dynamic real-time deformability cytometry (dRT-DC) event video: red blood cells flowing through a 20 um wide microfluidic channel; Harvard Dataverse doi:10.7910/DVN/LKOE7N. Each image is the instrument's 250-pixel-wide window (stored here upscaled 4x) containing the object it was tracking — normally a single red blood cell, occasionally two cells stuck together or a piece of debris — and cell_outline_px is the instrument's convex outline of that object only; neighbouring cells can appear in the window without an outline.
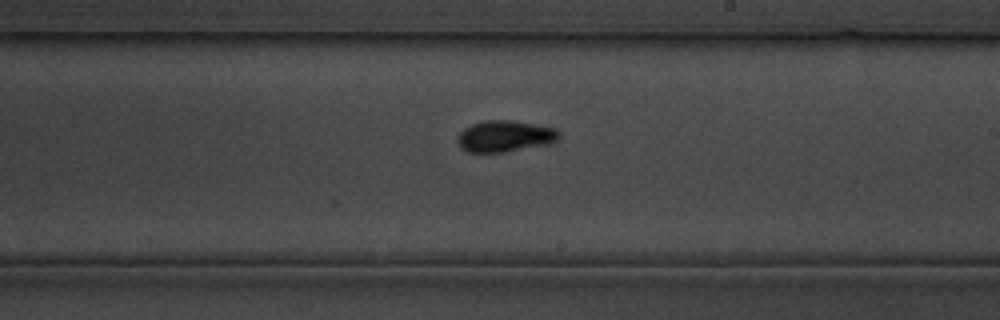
{"species": "common noctule bat (a hibernating species)", "species_latin": "Nyctalus noctula", "temperature_condition": "cold", "stored_images_in_passage": 26, "camera_frame_rate_fps": 3000, "um_per_image_px": 0.085, "animal": {"sex": "male", "body_mass_g": 19.5, "forearm_length_mm": 54.6}, "frame": {"image": 1, "passage_image": 11, "time_ms": 12.0, "image_size_px": [1000, 320], "cell_outline_px": [[560, 136], [556, 140], [540, 144], [504, 152], [468, 152], [460, 148], [456, 144], [456, 140], [460, 132], [464, 128], [472, 124], [484, 120], [516, 120], [556, 128], [560, 132]], "centroid_in_image_um": [42.85, 11.55], "position_along_channel_um": 246.2, "area_um2": 18.44}}
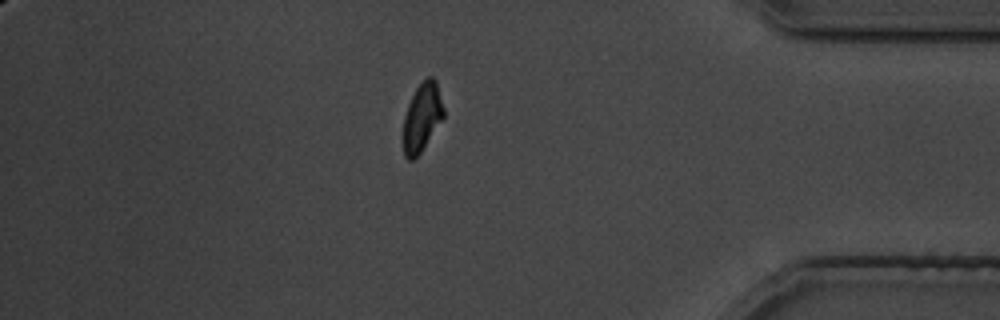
{"frame": {"image": 2, "passage_image": 21, "time_ms": 24.333, "image_size_px": [1000, 320], "cell_outline_px": [[444, 116], [420, 152], [412, 160], [408, 160], [404, 156], [404, 116], [408, 104], [416, 88], [428, 76], [432, 76], [436, 80], [444, 108]], "centroid_in_image_um": [35.88, 9.94], "position_along_channel_um": 399.3, "area_um2": 15.72}}